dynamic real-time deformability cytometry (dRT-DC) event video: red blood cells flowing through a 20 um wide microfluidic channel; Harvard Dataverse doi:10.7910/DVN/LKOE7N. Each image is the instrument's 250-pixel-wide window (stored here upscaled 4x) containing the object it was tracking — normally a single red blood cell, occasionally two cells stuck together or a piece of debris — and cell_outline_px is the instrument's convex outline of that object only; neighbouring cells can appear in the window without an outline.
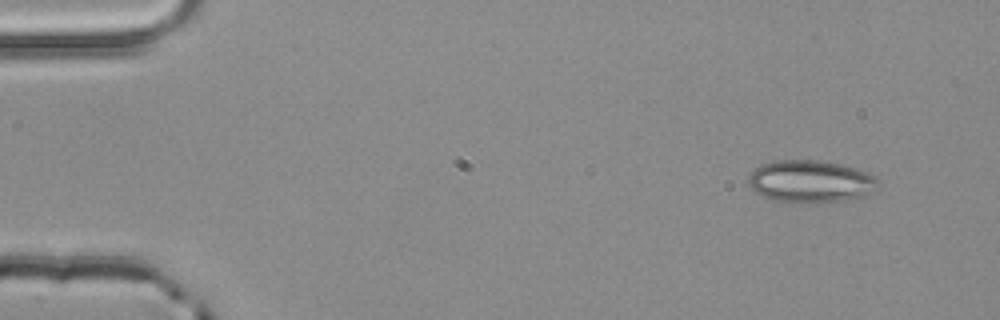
{"species": "common noctule bat (a hibernating species)", "species_latin": "Nyctalus noctula", "temperature_condition": "room temperature", "stored_images_in_passage": 4, "camera_frame_rate_fps": 3000, "um_per_image_px": 0.085, "animal": {"sex": "male", "body_mass_g": 20.4}, "frame": {"image": 1, "passage_image": 1, "time_ms": 0.0, "image_size_px": [1000, 320], "cell_outline_px": [[880, 180], [876, 192], [868, 196], [844, 200], [776, 200], [764, 196], [756, 192], [748, 184], [748, 172], [760, 164], [776, 160], [820, 160], [840, 164], [876, 176]], "centroid_in_image_um": [68.92, 15.37], "position_along_channel_um": 16.1, "area_um2": 31.5}}